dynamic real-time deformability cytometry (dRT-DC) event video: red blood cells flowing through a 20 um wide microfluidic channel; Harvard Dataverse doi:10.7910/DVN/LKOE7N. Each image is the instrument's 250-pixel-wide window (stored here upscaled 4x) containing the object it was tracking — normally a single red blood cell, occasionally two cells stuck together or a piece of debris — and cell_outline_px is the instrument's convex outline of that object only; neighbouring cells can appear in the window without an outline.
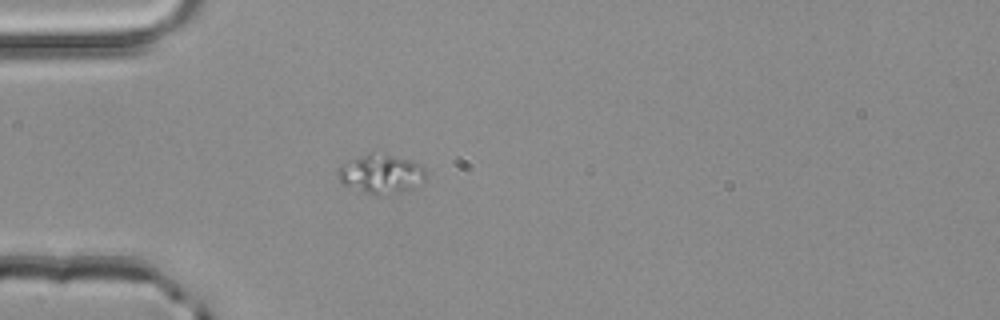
{"species": "common noctule bat (a hibernating species)", "species_latin": "Nyctalus noctula", "temperature_condition": "room temperature", "stored_images_in_passage": 37, "camera_frame_rate_fps": 3000, "um_per_image_px": 0.085, "animal": {"sex": "male", "body_mass_g": 20.4}, "frame": {"image": 1, "passage_image": 1, "time_ms": 0.0, "image_size_px": [1000, 320], "cell_outline_px": [[424, 180], [408, 188], [376, 196], [340, 184], [336, 176], [336, 172], [340, 164], [368, 152], [384, 152], [420, 164], [424, 168]], "centroid_in_image_um": [32.27, 14.74], "position_along_channel_um": 52.7, "area_um2": 20.0}}